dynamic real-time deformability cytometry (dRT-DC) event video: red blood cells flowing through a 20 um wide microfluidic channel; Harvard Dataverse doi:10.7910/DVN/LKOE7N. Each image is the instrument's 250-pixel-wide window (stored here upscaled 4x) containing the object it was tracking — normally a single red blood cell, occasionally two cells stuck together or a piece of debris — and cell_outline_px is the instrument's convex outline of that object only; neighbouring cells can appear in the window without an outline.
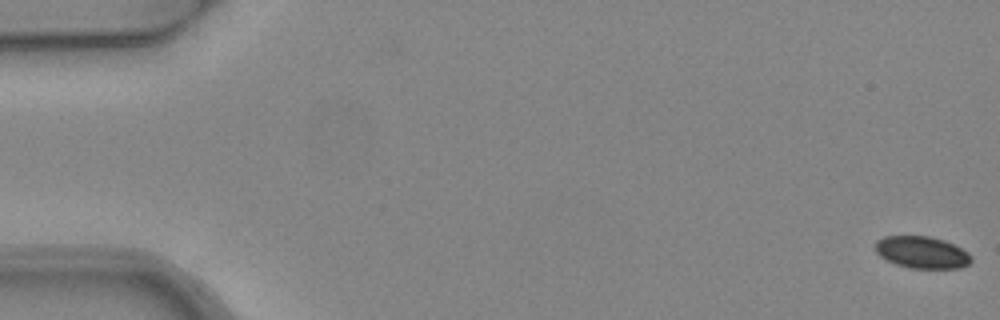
{"species": "common noctule bat (a hibernating species)", "species_latin": "Nyctalus noctula", "temperature_condition": "warm", "stored_images_in_passage": 5, "camera_frame_rate_fps": 3000, "um_per_image_px": 0.085, "animal": {"sex": "female", "body_mass_g": 24.6, "forearm_length_mm": 56.2}, "frame": {"image": 1, "passage_image": 1, "time_ms": 0.0, "image_size_px": [1000, 320], "cell_outline_px": [[972, 260], [968, 264], [960, 268], [908, 268], [896, 264], [880, 256], [876, 252], [876, 240], [884, 236], [928, 236], [944, 240], [968, 252], [972, 256]], "centroid_in_image_um": [78.36, 21.45], "position_along_channel_um": 6.6, "area_um2": 17.8}}
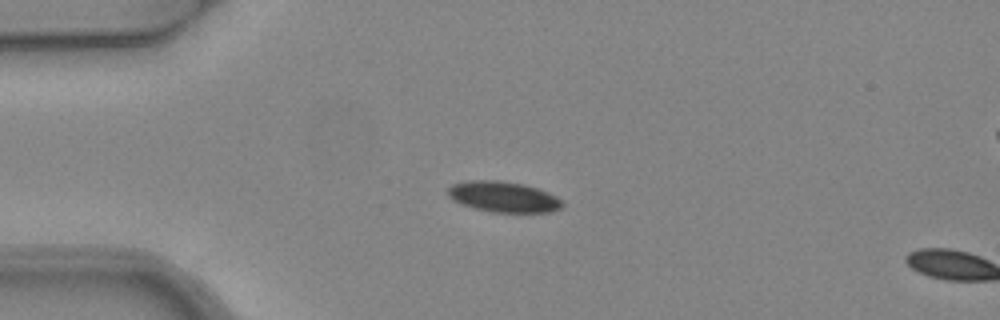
{"frame": {"image": 2, "passage_image": 4, "time_ms": 1.0, "image_size_px": [1000, 320], "cell_outline_px": [[564, 204], [560, 208], [548, 212], [492, 212], [476, 208], [452, 200], [448, 196], [448, 188], [452, 184], [468, 180], [496, 180], [524, 184], [548, 192], [556, 196]], "centroid_in_image_um": [42.78, 16.72], "position_along_channel_um": 42.2, "area_um2": 20.29}}